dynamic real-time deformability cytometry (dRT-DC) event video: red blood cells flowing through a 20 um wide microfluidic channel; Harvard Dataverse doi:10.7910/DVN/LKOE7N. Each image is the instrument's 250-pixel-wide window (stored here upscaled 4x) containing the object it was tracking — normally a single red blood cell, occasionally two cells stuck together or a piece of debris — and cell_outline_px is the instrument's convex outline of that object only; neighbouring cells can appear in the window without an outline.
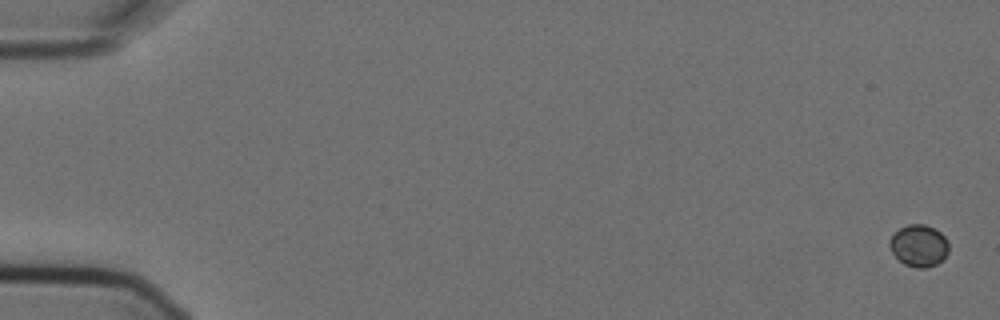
{"species": "Egyptian fruit bat (a non-hibernating species)", "species_latin": "Rousettus aegyptiacus", "temperature_condition": "cold", "stored_images_in_passage": 7, "camera_frame_rate_fps": 3000, "um_per_image_px": 0.085, "animal": {"sex": "female"}, "frame": {"image": 1, "passage_image": 1, "time_ms": 0.0, "image_size_px": [1000, 320], "cell_outline_px": [[948, 252], [944, 260], [936, 264], [924, 268], [916, 268], [904, 264], [892, 252], [888, 244], [888, 240], [900, 228], [908, 224], [924, 224], [940, 232], [944, 236], [948, 244]], "centroid_in_image_um": [78.1, 20.89], "position_along_channel_um": 6.9, "area_um2": 14.39}}
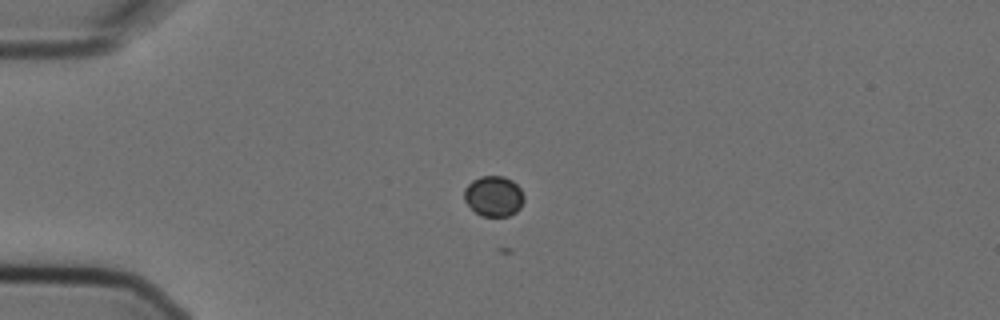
{"frame": {"image": 2, "passage_image": 5, "time_ms": 1.333, "image_size_px": [1000, 320], "cell_outline_px": [[524, 200], [520, 208], [516, 212], [508, 216], [480, 216], [464, 200], [464, 188], [472, 180], [480, 176], [504, 176], [512, 180], [520, 188], [524, 196]], "centroid_in_image_um": [41.97, 16.67], "position_along_channel_um": 43.0, "area_um2": 14.16}}
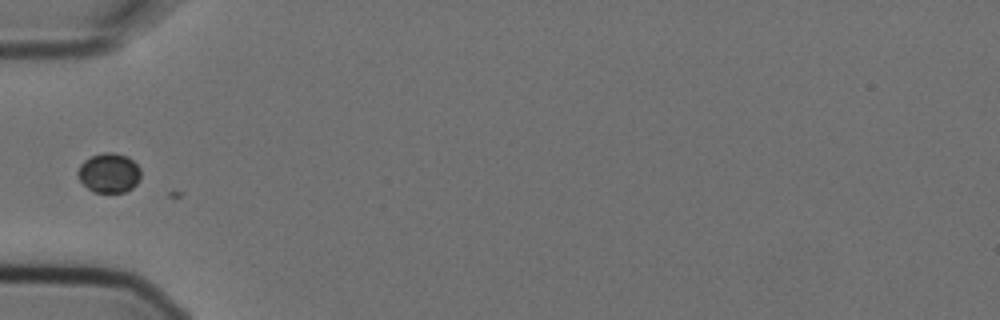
{"frame": {"image": 3, "passage_image": 6, "time_ms": 1.667, "image_size_px": [1000, 320], "cell_outline_px": [[140, 180], [132, 188], [124, 192], [92, 192], [80, 180], [76, 172], [80, 164], [84, 160], [92, 156], [104, 152], [112, 152], [128, 156], [140, 168]], "centroid_in_image_um": [9.26, 14.69], "position_along_channel_um": 75.7, "area_um2": 14.57}}